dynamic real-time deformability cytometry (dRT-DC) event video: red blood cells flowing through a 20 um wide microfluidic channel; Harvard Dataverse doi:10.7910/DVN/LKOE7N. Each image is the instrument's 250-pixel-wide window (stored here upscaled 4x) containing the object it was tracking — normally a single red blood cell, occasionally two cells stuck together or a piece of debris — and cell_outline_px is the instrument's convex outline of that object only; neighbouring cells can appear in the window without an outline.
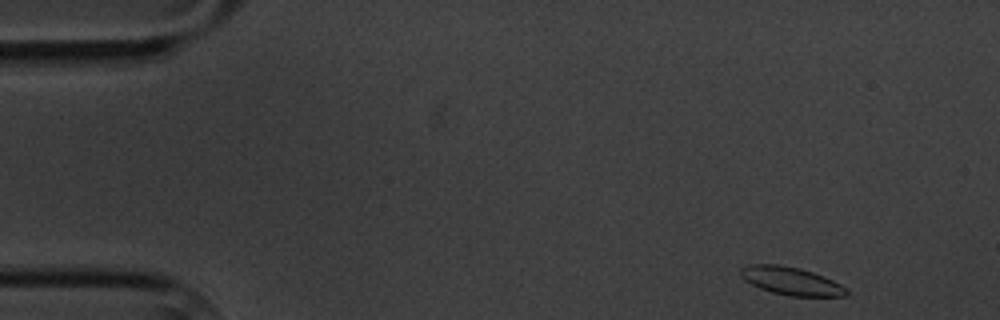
{"species": "common noctule bat (a hibernating species)", "species_latin": "Nyctalus noctula", "temperature_condition": "cold", "stored_images_in_passage": 7, "camera_frame_rate_fps": 3000, "um_per_image_px": 0.085, "animal": {"sex": "male", "body_mass_g": 20.1, "forearm_length_mm": 53.5}, "frame": {"image": 1, "passage_image": 1, "time_ms": 0.0, "image_size_px": [1000, 320], "cell_outline_px": [[848, 296], [788, 296], [772, 292], [760, 288], [744, 280], [740, 276], [740, 268], [748, 264], [780, 264], [800, 268], [824, 276], [848, 288]], "centroid_in_image_um": [67.24, 23.88], "position_along_channel_um": 17.8, "area_um2": 17.4}}
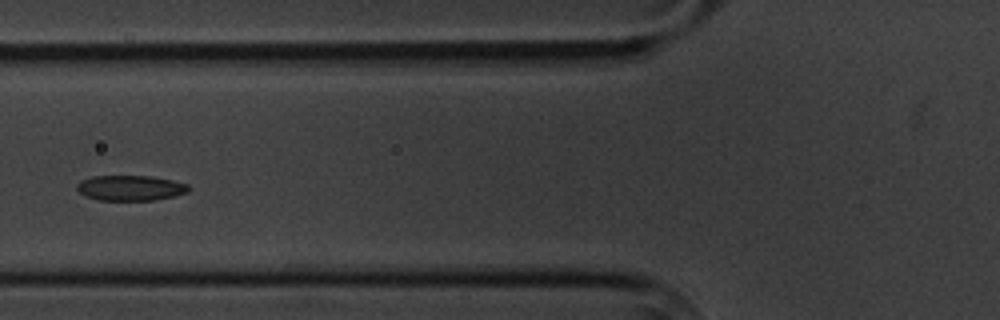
{"frame": {"image": 2, "passage_image": 6, "time_ms": 5.667, "image_size_px": [1000, 320], "cell_outline_px": [[192, 188], [188, 192], [176, 196], [156, 200], [100, 200], [88, 196], [80, 192], [76, 188], [76, 184], [80, 180], [92, 176], [152, 176], [172, 180], [188, 184]], "centroid_in_image_um": [11.13, 15.97], "position_along_channel_um": 114.7, "area_um2": 16.59}}
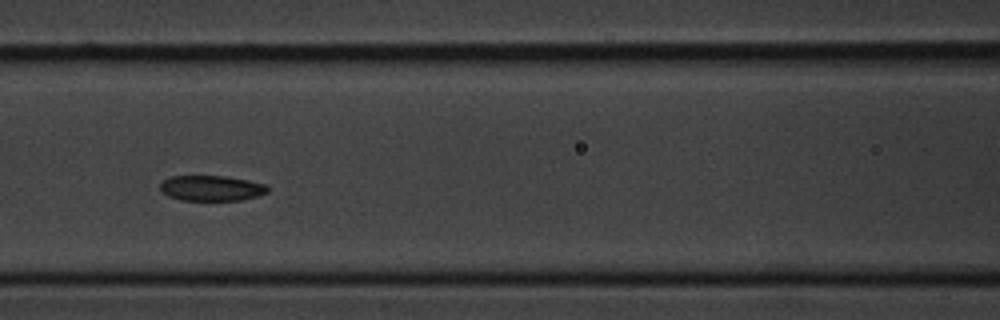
{"frame": {"image": 3, "passage_image": 7, "time_ms": 6.667, "image_size_px": [1000, 320], "cell_outline_px": [[268, 192], [260, 196], [240, 200], [180, 200], [168, 196], [160, 192], [160, 184], [168, 176], [224, 176], [248, 180], [264, 184], [268, 188]], "centroid_in_image_um": [17.95, 16.0], "position_along_channel_um": 148.7, "area_um2": 16.01}}